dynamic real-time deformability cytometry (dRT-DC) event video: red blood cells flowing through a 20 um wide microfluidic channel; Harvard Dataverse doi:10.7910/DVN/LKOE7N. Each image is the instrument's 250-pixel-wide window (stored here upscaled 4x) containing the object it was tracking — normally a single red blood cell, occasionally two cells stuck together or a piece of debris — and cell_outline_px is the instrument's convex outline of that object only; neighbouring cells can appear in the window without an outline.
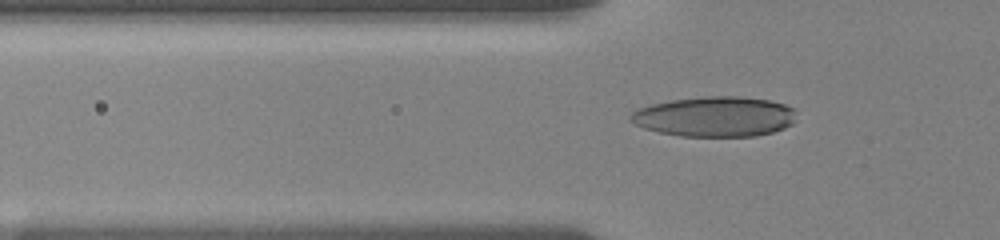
{"species": "human", "species_latin": "Homo sapiens", "temperature_condition": "room temperature", "stored_images_in_passage": 49, "camera_frame_rate_fps": 3000, "um_per_image_px": 0.085, "donor": {"sex": "female"}, "frame": {"image": 1, "passage_image": 17, "time_ms": 5.0, "image_size_px": [1000, 240], "cell_outline_px": [[796, 120], [792, 124], [784, 128], [772, 132], [756, 136], [680, 136], [660, 132], [644, 128], [628, 120], [628, 116], [636, 108], [652, 104], [672, 100], [704, 96], [740, 96], [768, 100], [784, 104], [792, 108], [796, 112]], "centroid_in_image_um": [60.75, 9.91], "position_along_channel_um": 65.0, "area_um2": 38.96}}
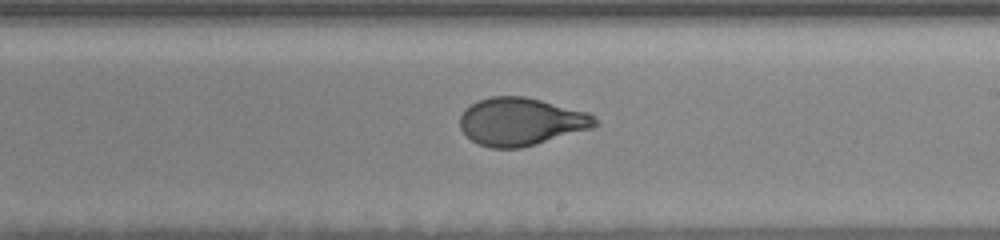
{"frame": {"image": 2, "passage_image": 34, "time_ms": 10.0, "image_size_px": [1000, 240], "cell_outline_px": [[600, 124], [592, 128], [520, 148], [492, 148], [476, 144], [460, 128], [460, 116], [464, 108], [480, 100], [492, 96], [524, 96], [588, 112]], "centroid_in_image_um": [44.26, 10.34], "position_along_channel_um": 244.7, "area_um2": 37.34}}
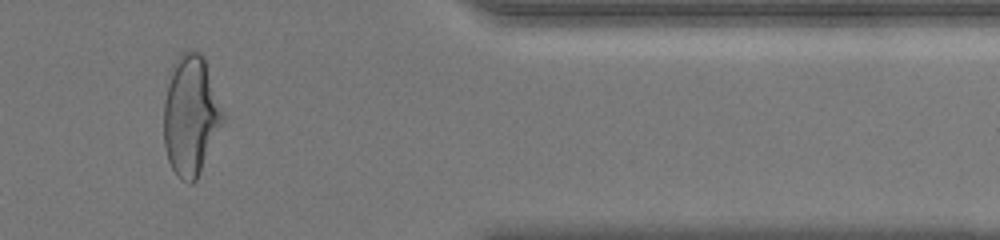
{"frame": {"image": 3, "passage_image": 47, "time_ms": 14.667, "image_size_px": [1000, 240], "cell_outline_px": [[224, 120], [200, 172], [196, 180], [192, 184], [188, 184], [180, 180], [172, 168], [168, 160], [164, 144], [164, 100], [168, 84], [176, 60], [188, 48], [192, 48], [200, 52], [204, 56], [224, 112]], "centroid_in_image_um": [16.22, 9.82], "position_along_channel_um": 395.2, "area_um2": 41.21}}